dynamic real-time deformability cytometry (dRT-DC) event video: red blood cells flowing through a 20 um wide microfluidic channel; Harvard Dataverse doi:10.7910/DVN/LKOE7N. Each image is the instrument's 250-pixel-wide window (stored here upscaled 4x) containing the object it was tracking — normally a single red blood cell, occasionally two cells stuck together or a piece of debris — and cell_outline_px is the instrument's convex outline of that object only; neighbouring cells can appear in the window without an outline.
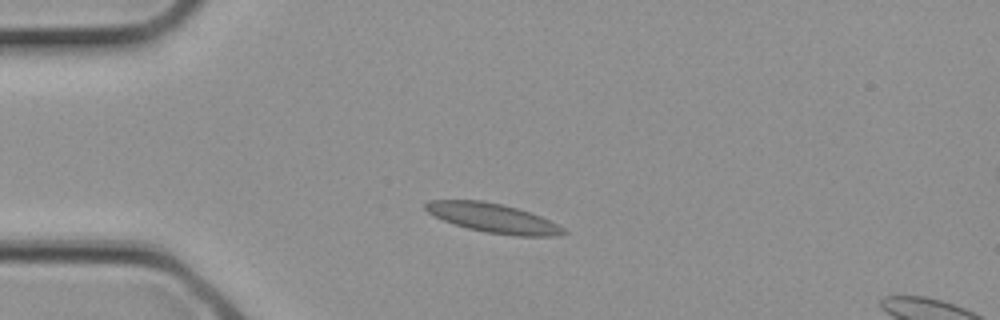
{"species": "common noctule bat (a hibernating species)", "species_latin": "Nyctalus noctula", "temperature_condition": "cold", "stored_images_in_passage": 2, "camera_frame_rate_fps": 3000, "um_per_image_px": 0.085, "animal": {"sex": "female", "body_mass_g": 21.9}, "frame": {"image": 1, "passage_image": 1, "time_ms": 0.0, "image_size_px": [1000, 320], "cell_outline_px": [[568, 232], [556, 236], [516, 236], [484, 232], [468, 228], [444, 220], [428, 212], [424, 208], [424, 204], [428, 200], [484, 200], [516, 208], [540, 216], [564, 228]], "centroid_in_image_um": [41.9, 18.53], "position_along_channel_um": 43.1, "area_um2": 23.24}}